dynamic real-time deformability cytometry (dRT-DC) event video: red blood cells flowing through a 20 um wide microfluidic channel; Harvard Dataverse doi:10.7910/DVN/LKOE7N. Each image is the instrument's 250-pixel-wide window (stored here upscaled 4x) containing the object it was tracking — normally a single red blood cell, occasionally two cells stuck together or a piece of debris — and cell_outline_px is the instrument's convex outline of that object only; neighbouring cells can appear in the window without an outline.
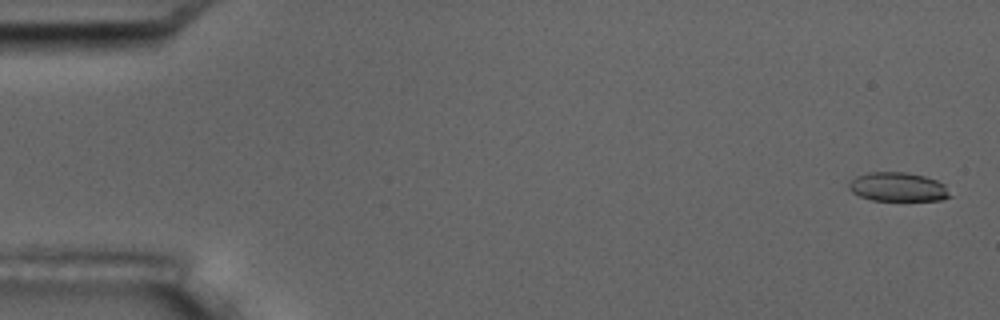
{"species": "common noctule bat (a hibernating species)", "species_latin": "Nyctalus noctula", "temperature_condition": "room temperature", "stored_images_in_passage": 7, "camera_frame_rate_fps": 3000, "um_per_image_px": 0.085, "animal": {"sex": "male", "body_mass_g": 17.5, "forearm_length_mm": 52.3}, "frame": {"image": 1, "passage_image": 1, "time_ms": 0.0, "image_size_px": [1000, 320], "cell_outline_px": [[952, 196], [944, 200], [872, 200], [860, 196], [852, 192], [848, 188], [848, 184], [856, 176], [868, 172], [908, 172], [924, 176], [936, 180], [944, 184]], "centroid_in_image_um": [76.33, 15.89], "position_along_channel_um": 8.7, "area_um2": 17.11}}
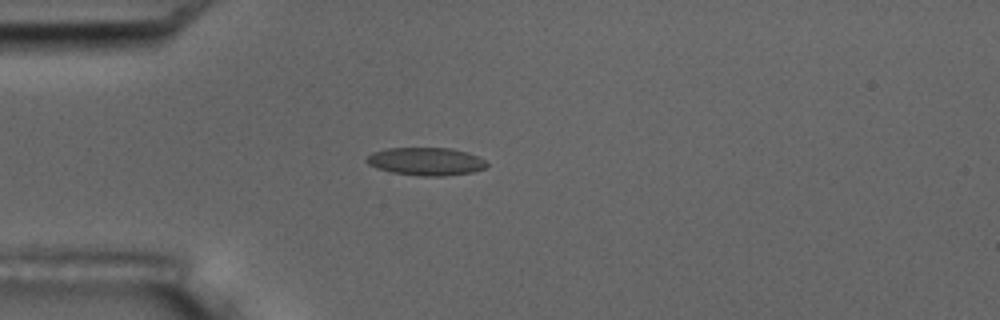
{"frame": {"image": 2, "passage_image": 5, "time_ms": 4.667, "image_size_px": [1000, 320], "cell_outline_px": [[488, 164], [484, 168], [472, 172], [444, 176], [420, 176], [392, 172], [376, 168], [368, 164], [364, 160], [372, 152], [388, 148], [452, 148], [468, 152], [484, 160]], "centroid_in_image_um": [36.18, 13.72], "position_along_channel_um": 48.8, "area_um2": 19.54}}